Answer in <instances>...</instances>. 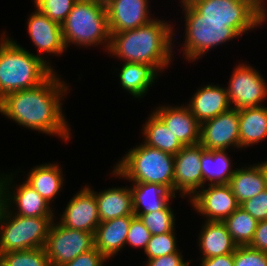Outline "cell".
<instances>
[{"label":"cell","mask_w":267,"mask_h":266,"mask_svg":"<svg viewBox=\"0 0 267 266\" xmlns=\"http://www.w3.org/2000/svg\"><path fill=\"white\" fill-rule=\"evenodd\" d=\"M67 88L54 72L35 88L7 94L0 100V113L23 127L68 140L70 130L60 102Z\"/></svg>","instance_id":"cell-1"},{"label":"cell","mask_w":267,"mask_h":266,"mask_svg":"<svg viewBox=\"0 0 267 266\" xmlns=\"http://www.w3.org/2000/svg\"><path fill=\"white\" fill-rule=\"evenodd\" d=\"M173 28L160 20L133 30L110 33V54L125 62L148 64L156 70L168 67L171 61Z\"/></svg>","instance_id":"cell-2"},{"label":"cell","mask_w":267,"mask_h":266,"mask_svg":"<svg viewBox=\"0 0 267 266\" xmlns=\"http://www.w3.org/2000/svg\"><path fill=\"white\" fill-rule=\"evenodd\" d=\"M2 35L4 37L0 42V100L11 92L39 86L54 72L42 56L30 53Z\"/></svg>","instance_id":"cell-3"},{"label":"cell","mask_w":267,"mask_h":266,"mask_svg":"<svg viewBox=\"0 0 267 266\" xmlns=\"http://www.w3.org/2000/svg\"><path fill=\"white\" fill-rule=\"evenodd\" d=\"M112 173L133 183L163 185L174 194V155L146 144L129 150Z\"/></svg>","instance_id":"cell-4"},{"label":"cell","mask_w":267,"mask_h":266,"mask_svg":"<svg viewBox=\"0 0 267 266\" xmlns=\"http://www.w3.org/2000/svg\"><path fill=\"white\" fill-rule=\"evenodd\" d=\"M64 43L91 46L105 43L110 46L106 5L94 0H77L61 24ZM105 41V42H104Z\"/></svg>","instance_id":"cell-5"},{"label":"cell","mask_w":267,"mask_h":266,"mask_svg":"<svg viewBox=\"0 0 267 266\" xmlns=\"http://www.w3.org/2000/svg\"><path fill=\"white\" fill-rule=\"evenodd\" d=\"M53 220V217L12 216L9 208L0 201V251L4 254L44 248Z\"/></svg>","instance_id":"cell-6"},{"label":"cell","mask_w":267,"mask_h":266,"mask_svg":"<svg viewBox=\"0 0 267 266\" xmlns=\"http://www.w3.org/2000/svg\"><path fill=\"white\" fill-rule=\"evenodd\" d=\"M203 20L223 21L240 35L261 24L267 14L263 0H186Z\"/></svg>","instance_id":"cell-7"},{"label":"cell","mask_w":267,"mask_h":266,"mask_svg":"<svg viewBox=\"0 0 267 266\" xmlns=\"http://www.w3.org/2000/svg\"><path fill=\"white\" fill-rule=\"evenodd\" d=\"M186 21V39L183 54L188 60H195L209 49L240 36L227 23L203 20V17L186 1L182 0Z\"/></svg>","instance_id":"cell-8"},{"label":"cell","mask_w":267,"mask_h":266,"mask_svg":"<svg viewBox=\"0 0 267 266\" xmlns=\"http://www.w3.org/2000/svg\"><path fill=\"white\" fill-rule=\"evenodd\" d=\"M51 266H62L94 248V234L52 222L45 244Z\"/></svg>","instance_id":"cell-9"},{"label":"cell","mask_w":267,"mask_h":266,"mask_svg":"<svg viewBox=\"0 0 267 266\" xmlns=\"http://www.w3.org/2000/svg\"><path fill=\"white\" fill-rule=\"evenodd\" d=\"M227 93L234 109L259 107L267 97V84L263 76L251 66L238 65L231 76Z\"/></svg>","instance_id":"cell-10"},{"label":"cell","mask_w":267,"mask_h":266,"mask_svg":"<svg viewBox=\"0 0 267 266\" xmlns=\"http://www.w3.org/2000/svg\"><path fill=\"white\" fill-rule=\"evenodd\" d=\"M200 144L207 150L240 147L238 110L231 108L201 124Z\"/></svg>","instance_id":"cell-11"},{"label":"cell","mask_w":267,"mask_h":266,"mask_svg":"<svg viewBox=\"0 0 267 266\" xmlns=\"http://www.w3.org/2000/svg\"><path fill=\"white\" fill-rule=\"evenodd\" d=\"M191 197V204L197 212L207 217L206 221L223 222L240 207L229 184L209 185Z\"/></svg>","instance_id":"cell-12"},{"label":"cell","mask_w":267,"mask_h":266,"mask_svg":"<svg viewBox=\"0 0 267 266\" xmlns=\"http://www.w3.org/2000/svg\"><path fill=\"white\" fill-rule=\"evenodd\" d=\"M204 188L201 170V144L183 146L174 155V194L181 191V196L187 193L194 196L196 190Z\"/></svg>","instance_id":"cell-13"},{"label":"cell","mask_w":267,"mask_h":266,"mask_svg":"<svg viewBox=\"0 0 267 266\" xmlns=\"http://www.w3.org/2000/svg\"><path fill=\"white\" fill-rule=\"evenodd\" d=\"M59 224L70 229L95 233L100 218L95 194L89 187H84L70 200Z\"/></svg>","instance_id":"cell-14"},{"label":"cell","mask_w":267,"mask_h":266,"mask_svg":"<svg viewBox=\"0 0 267 266\" xmlns=\"http://www.w3.org/2000/svg\"><path fill=\"white\" fill-rule=\"evenodd\" d=\"M147 0H111L106 5L110 33L133 30L147 25L149 18Z\"/></svg>","instance_id":"cell-15"},{"label":"cell","mask_w":267,"mask_h":266,"mask_svg":"<svg viewBox=\"0 0 267 266\" xmlns=\"http://www.w3.org/2000/svg\"><path fill=\"white\" fill-rule=\"evenodd\" d=\"M9 177V178H8ZM12 175L1 178V202L10 209L11 203L15 202L17 205V215L24 217H53L51 208L48 203L34 188H32L26 181L17 191L10 195L9 192ZM10 181H9V180ZM9 186V187H8ZM13 200V201H12ZM10 203V204H9Z\"/></svg>","instance_id":"cell-16"},{"label":"cell","mask_w":267,"mask_h":266,"mask_svg":"<svg viewBox=\"0 0 267 266\" xmlns=\"http://www.w3.org/2000/svg\"><path fill=\"white\" fill-rule=\"evenodd\" d=\"M154 114L171 130L183 146L200 143L201 124L188 106L158 107Z\"/></svg>","instance_id":"cell-17"},{"label":"cell","mask_w":267,"mask_h":266,"mask_svg":"<svg viewBox=\"0 0 267 266\" xmlns=\"http://www.w3.org/2000/svg\"><path fill=\"white\" fill-rule=\"evenodd\" d=\"M28 32L40 52L61 54L66 49L61 25L38 9L28 19Z\"/></svg>","instance_id":"cell-18"},{"label":"cell","mask_w":267,"mask_h":266,"mask_svg":"<svg viewBox=\"0 0 267 266\" xmlns=\"http://www.w3.org/2000/svg\"><path fill=\"white\" fill-rule=\"evenodd\" d=\"M227 90L216 85H207L198 91L192 97L188 108L202 124L217 115L231 109Z\"/></svg>","instance_id":"cell-19"},{"label":"cell","mask_w":267,"mask_h":266,"mask_svg":"<svg viewBox=\"0 0 267 266\" xmlns=\"http://www.w3.org/2000/svg\"><path fill=\"white\" fill-rule=\"evenodd\" d=\"M135 215L100 222L94 233V247L107 259L113 257L125 245L131 220Z\"/></svg>","instance_id":"cell-20"},{"label":"cell","mask_w":267,"mask_h":266,"mask_svg":"<svg viewBox=\"0 0 267 266\" xmlns=\"http://www.w3.org/2000/svg\"><path fill=\"white\" fill-rule=\"evenodd\" d=\"M98 205L100 222L134 215L131 188H111L97 193L93 191Z\"/></svg>","instance_id":"cell-21"},{"label":"cell","mask_w":267,"mask_h":266,"mask_svg":"<svg viewBox=\"0 0 267 266\" xmlns=\"http://www.w3.org/2000/svg\"><path fill=\"white\" fill-rule=\"evenodd\" d=\"M131 192L133 211L137 217L150 211L162 210L169 204L170 198H175V194L166 187L154 183H135Z\"/></svg>","instance_id":"cell-22"},{"label":"cell","mask_w":267,"mask_h":266,"mask_svg":"<svg viewBox=\"0 0 267 266\" xmlns=\"http://www.w3.org/2000/svg\"><path fill=\"white\" fill-rule=\"evenodd\" d=\"M254 165L245 169L237 168L228 183L240 205L267 189L262 165L259 163Z\"/></svg>","instance_id":"cell-23"},{"label":"cell","mask_w":267,"mask_h":266,"mask_svg":"<svg viewBox=\"0 0 267 266\" xmlns=\"http://www.w3.org/2000/svg\"><path fill=\"white\" fill-rule=\"evenodd\" d=\"M199 236L202 258H211L234 253L237 245L233 242L226 225L221 221H206Z\"/></svg>","instance_id":"cell-24"},{"label":"cell","mask_w":267,"mask_h":266,"mask_svg":"<svg viewBox=\"0 0 267 266\" xmlns=\"http://www.w3.org/2000/svg\"><path fill=\"white\" fill-rule=\"evenodd\" d=\"M240 148L267 137V108L265 106L238 109Z\"/></svg>","instance_id":"cell-25"},{"label":"cell","mask_w":267,"mask_h":266,"mask_svg":"<svg viewBox=\"0 0 267 266\" xmlns=\"http://www.w3.org/2000/svg\"><path fill=\"white\" fill-rule=\"evenodd\" d=\"M226 150H207L201 145V170L203 184H228L235 170H231V160ZM206 180V181H205Z\"/></svg>","instance_id":"cell-26"},{"label":"cell","mask_w":267,"mask_h":266,"mask_svg":"<svg viewBox=\"0 0 267 266\" xmlns=\"http://www.w3.org/2000/svg\"><path fill=\"white\" fill-rule=\"evenodd\" d=\"M157 72L148 64L125 62L119 73L120 83L134 97H143L157 78Z\"/></svg>","instance_id":"cell-27"},{"label":"cell","mask_w":267,"mask_h":266,"mask_svg":"<svg viewBox=\"0 0 267 266\" xmlns=\"http://www.w3.org/2000/svg\"><path fill=\"white\" fill-rule=\"evenodd\" d=\"M62 177L58 165L46 163L34 167L25 181L50 203L62 188L64 181Z\"/></svg>","instance_id":"cell-28"},{"label":"cell","mask_w":267,"mask_h":266,"mask_svg":"<svg viewBox=\"0 0 267 266\" xmlns=\"http://www.w3.org/2000/svg\"><path fill=\"white\" fill-rule=\"evenodd\" d=\"M142 131L146 139L143 143L148 146L172 155H176L183 148L171 130L153 112Z\"/></svg>","instance_id":"cell-29"},{"label":"cell","mask_w":267,"mask_h":266,"mask_svg":"<svg viewBox=\"0 0 267 266\" xmlns=\"http://www.w3.org/2000/svg\"><path fill=\"white\" fill-rule=\"evenodd\" d=\"M223 223L237 246H248L258 225V221L241 206L228 216Z\"/></svg>","instance_id":"cell-30"},{"label":"cell","mask_w":267,"mask_h":266,"mask_svg":"<svg viewBox=\"0 0 267 266\" xmlns=\"http://www.w3.org/2000/svg\"><path fill=\"white\" fill-rule=\"evenodd\" d=\"M152 235L174 231L175 216L169 204L162 210L150 211L139 217Z\"/></svg>","instance_id":"cell-31"},{"label":"cell","mask_w":267,"mask_h":266,"mask_svg":"<svg viewBox=\"0 0 267 266\" xmlns=\"http://www.w3.org/2000/svg\"><path fill=\"white\" fill-rule=\"evenodd\" d=\"M6 266H51L45 248L4 253Z\"/></svg>","instance_id":"cell-32"},{"label":"cell","mask_w":267,"mask_h":266,"mask_svg":"<svg viewBox=\"0 0 267 266\" xmlns=\"http://www.w3.org/2000/svg\"><path fill=\"white\" fill-rule=\"evenodd\" d=\"M77 0H34L35 7L52 21L62 24Z\"/></svg>","instance_id":"cell-33"},{"label":"cell","mask_w":267,"mask_h":266,"mask_svg":"<svg viewBox=\"0 0 267 266\" xmlns=\"http://www.w3.org/2000/svg\"><path fill=\"white\" fill-rule=\"evenodd\" d=\"M175 238L174 231L152 235L144 250L145 254L148 256V260L172 253H180L176 247Z\"/></svg>","instance_id":"cell-34"},{"label":"cell","mask_w":267,"mask_h":266,"mask_svg":"<svg viewBox=\"0 0 267 266\" xmlns=\"http://www.w3.org/2000/svg\"><path fill=\"white\" fill-rule=\"evenodd\" d=\"M234 266H267V253L250 246H237L234 251Z\"/></svg>","instance_id":"cell-35"},{"label":"cell","mask_w":267,"mask_h":266,"mask_svg":"<svg viewBox=\"0 0 267 266\" xmlns=\"http://www.w3.org/2000/svg\"><path fill=\"white\" fill-rule=\"evenodd\" d=\"M152 234L145 227L143 221L134 216L131 220V225L129 227V232L127 234V238L125 244H130L133 247H143L144 250L147 246V243L151 239Z\"/></svg>","instance_id":"cell-36"},{"label":"cell","mask_w":267,"mask_h":266,"mask_svg":"<svg viewBox=\"0 0 267 266\" xmlns=\"http://www.w3.org/2000/svg\"><path fill=\"white\" fill-rule=\"evenodd\" d=\"M258 222L267 220V189L240 205Z\"/></svg>","instance_id":"cell-37"},{"label":"cell","mask_w":267,"mask_h":266,"mask_svg":"<svg viewBox=\"0 0 267 266\" xmlns=\"http://www.w3.org/2000/svg\"><path fill=\"white\" fill-rule=\"evenodd\" d=\"M106 260L108 259L94 247L62 266H103Z\"/></svg>","instance_id":"cell-38"},{"label":"cell","mask_w":267,"mask_h":266,"mask_svg":"<svg viewBox=\"0 0 267 266\" xmlns=\"http://www.w3.org/2000/svg\"><path fill=\"white\" fill-rule=\"evenodd\" d=\"M181 253H172L148 260L147 266H189L191 262H184Z\"/></svg>","instance_id":"cell-39"},{"label":"cell","mask_w":267,"mask_h":266,"mask_svg":"<svg viewBox=\"0 0 267 266\" xmlns=\"http://www.w3.org/2000/svg\"><path fill=\"white\" fill-rule=\"evenodd\" d=\"M248 246L267 253V220L258 222L253 239Z\"/></svg>","instance_id":"cell-40"},{"label":"cell","mask_w":267,"mask_h":266,"mask_svg":"<svg viewBox=\"0 0 267 266\" xmlns=\"http://www.w3.org/2000/svg\"><path fill=\"white\" fill-rule=\"evenodd\" d=\"M201 266H234V253L202 258Z\"/></svg>","instance_id":"cell-41"},{"label":"cell","mask_w":267,"mask_h":266,"mask_svg":"<svg viewBox=\"0 0 267 266\" xmlns=\"http://www.w3.org/2000/svg\"><path fill=\"white\" fill-rule=\"evenodd\" d=\"M262 165L263 171L265 173L266 176V183H267V161L266 162H262L260 163Z\"/></svg>","instance_id":"cell-42"},{"label":"cell","mask_w":267,"mask_h":266,"mask_svg":"<svg viewBox=\"0 0 267 266\" xmlns=\"http://www.w3.org/2000/svg\"><path fill=\"white\" fill-rule=\"evenodd\" d=\"M5 265L4 254L0 251V266Z\"/></svg>","instance_id":"cell-43"},{"label":"cell","mask_w":267,"mask_h":266,"mask_svg":"<svg viewBox=\"0 0 267 266\" xmlns=\"http://www.w3.org/2000/svg\"><path fill=\"white\" fill-rule=\"evenodd\" d=\"M94 1L107 5L111 0H94Z\"/></svg>","instance_id":"cell-44"},{"label":"cell","mask_w":267,"mask_h":266,"mask_svg":"<svg viewBox=\"0 0 267 266\" xmlns=\"http://www.w3.org/2000/svg\"><path fill=\"white\" fill-rule=\"evenodd\" d=\"M0 197H1V177H0Z\"/></svg>","instance_id":"cell-45"}]
</instances>
